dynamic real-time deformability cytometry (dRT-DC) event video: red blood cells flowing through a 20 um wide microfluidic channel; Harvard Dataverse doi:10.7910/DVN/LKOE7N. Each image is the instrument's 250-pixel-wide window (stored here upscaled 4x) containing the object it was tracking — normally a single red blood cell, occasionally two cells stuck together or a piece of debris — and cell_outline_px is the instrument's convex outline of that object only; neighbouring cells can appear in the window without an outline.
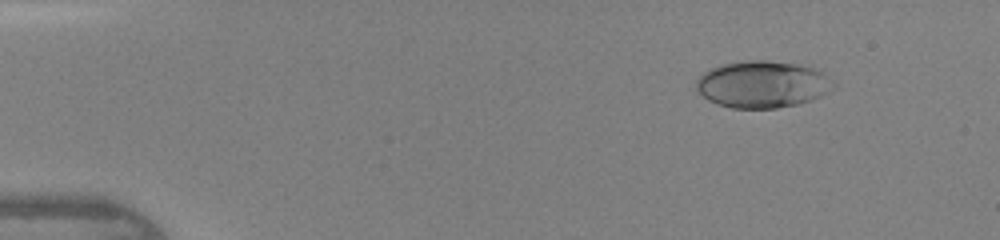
{"species": "human", "species_latin": "Homo sapiens", "temperature_condition": "warm", "stored_images_in_passage": 43, "camera_frame_rate_fps": 3000, "um_per_image_px": 0.085, "donor": {"sex": "female"}, "frame": {"image": 1, "passage_image": 4, "time_ms": 1.0, "image_size_px": [1000, 240], "cell_outline_px": [[836, 88], [820, 96], [796, 104], [776, 108], [732, 108], [716, 104], [708, 100], [696, 88], [696, 80], [704, 72], [720, 64], [748, 60], [764, 60], [796, 64], [812, 68], [828, 76], [836, 84]], "centroid_in_image_um": [64.8, 7.17], "position_along_channel_um": 20.2, "area_um2": 37.28}}
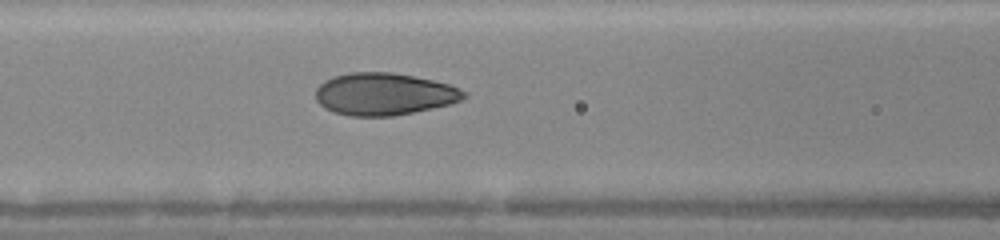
{"frame": {"image": 2, "passage_image": 18, "time_ms": 5.667, "image_size_px": [1000, 240], "cell_outline_px": [[468, 96], [460, 100], [448, 104], [432, 108], [392, 116], [352, 116], [336, 112], [324, 108], [316, 100], [316, 88], [324, 80], [332, 76], [348, 72], [392, 72], [432, 80], [448, 84], [460, 88], [468, 92]], "centroid_in_image_um": [32.63, 7.98], "position_along_channel_um": 134.0, "area_um2": 36.47}}
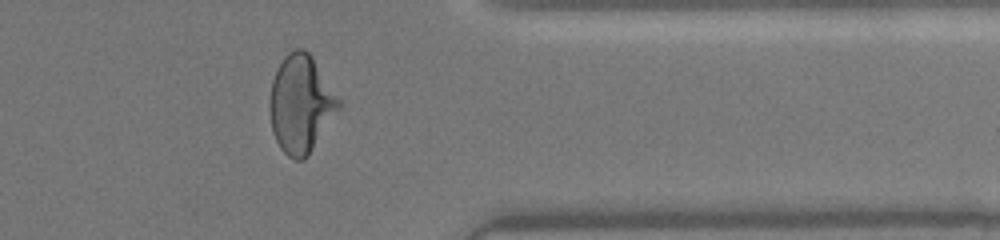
{"frame": {"image": 3, "passage_image": 35, "time_ms": 11.333, "image_size_px": [1000, 240], "cell_outline_px": [[340, 108], [308, 156], [304, 160], [296, 160], [288, 156], [280, 148], [272, 132], [268, 108], [268, 100], [272, 80], [284, 56], [288, 52], [296, 48], [304, 48], [308, 52], [340, 100]], "centroid_in_image_um": [25.53, 8.86], "position_along_channel_um": 385.9, "area_um2": 39.07}}